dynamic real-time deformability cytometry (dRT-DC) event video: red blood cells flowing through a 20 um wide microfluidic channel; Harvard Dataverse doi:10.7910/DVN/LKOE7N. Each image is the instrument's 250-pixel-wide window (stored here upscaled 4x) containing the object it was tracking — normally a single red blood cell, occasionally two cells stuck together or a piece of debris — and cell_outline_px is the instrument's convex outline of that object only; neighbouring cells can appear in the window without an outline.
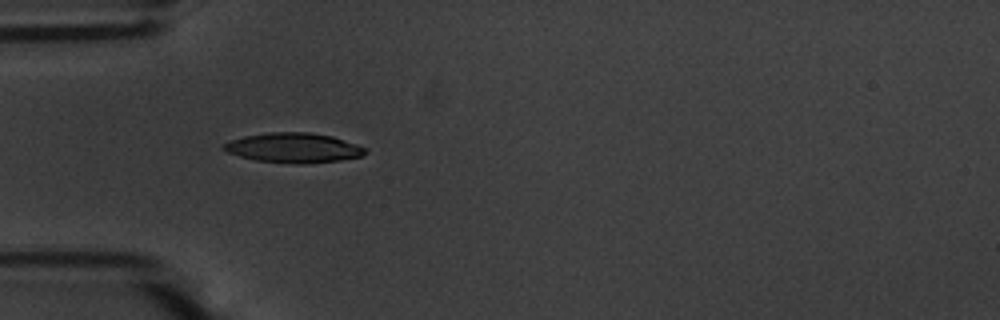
{"species": "common noctule bat (a hibernating species)", "species_latin": "Nyctalus noctula", "temperature_condition": "warm", "stored_images_in_passage": 39, "camera_frame_rate_fps": 3000, "um_per_image_px": 0.085, "animal": {"sex": "male", "body_mass_g": 20.1, "forearm_length_mm": 53.5}, "frame": {"image": 1, "passage_image": 1, "time_ms": 0.0, "image_size_px": [1000, 320], "cell_outline_px": [[368, 148], [360, 156], [340, 160], [308, 164], [296, 164], [256, 160], [240, 156], [228, 152], [220, 148], [224, 144], [232, 140], [244, 136], [268, 132], [308, 132], [332, 136]], "centroid_in_image_um": [24.95, 12.56], "position_along_channel_um": 60.1, "area_um2": 24.45}}
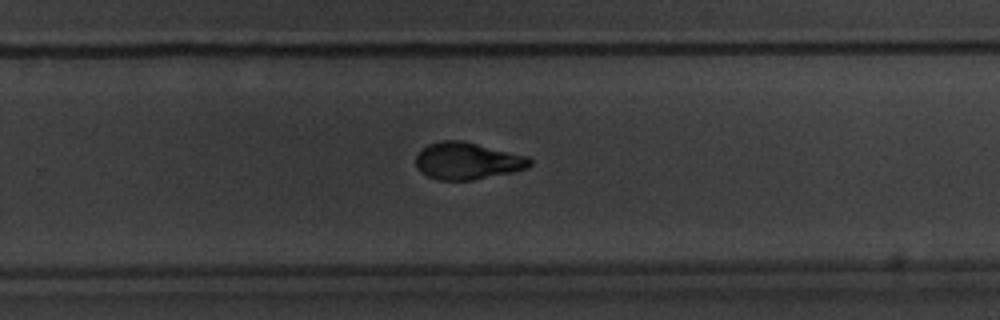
{"frame": {"image": 2, "passage_image": 20, "time_ms": 6.333, "image_size_px": [1000, 320], "cell_outline_px": [[532, 164], [528, 168], [512, 172], [472, 180], [436, 180], [420, 172], [416, 168], [416, 156], [428, 144], [440, 140], [460, 140], [528, 156], [532, 160]], "centroid_in_image_um": [39.72, 13.68], "position_along_channel_um": 290.1, "area_um2": 24.57}}
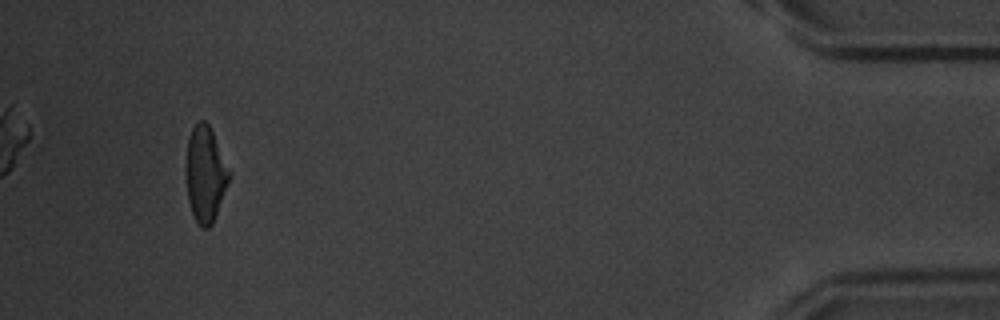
{"frame": {"image": 3, "passage_image": 36, "time_ms": 11.667, "image_size_px": [1000, 320], "cell_outline_px": [[232, 172], [228, 184], [212, 224], [208, 228], [200, 228], [192, 212], [188, 200], [184, 172], [184, 168], [188, 140], [192, 128], [200, 120], [204, 120], [208, 124]], "centroid_in_image_um": [17.44, 14.81], "position_along_channel_um": 417.8, "area_um2": 24.33}, "authors_computed_cell_mechanics": {"area_um2": 24.565, "velocity_mm_per_s": 3.6771, "shape_relaxation_time_tau1_ms": 4.4362, "shape_relaxation_time_tau2_ms": 1.3312, "deformation_change_tau1": 0.193, "deformation_change_tau2": 0.0598}}